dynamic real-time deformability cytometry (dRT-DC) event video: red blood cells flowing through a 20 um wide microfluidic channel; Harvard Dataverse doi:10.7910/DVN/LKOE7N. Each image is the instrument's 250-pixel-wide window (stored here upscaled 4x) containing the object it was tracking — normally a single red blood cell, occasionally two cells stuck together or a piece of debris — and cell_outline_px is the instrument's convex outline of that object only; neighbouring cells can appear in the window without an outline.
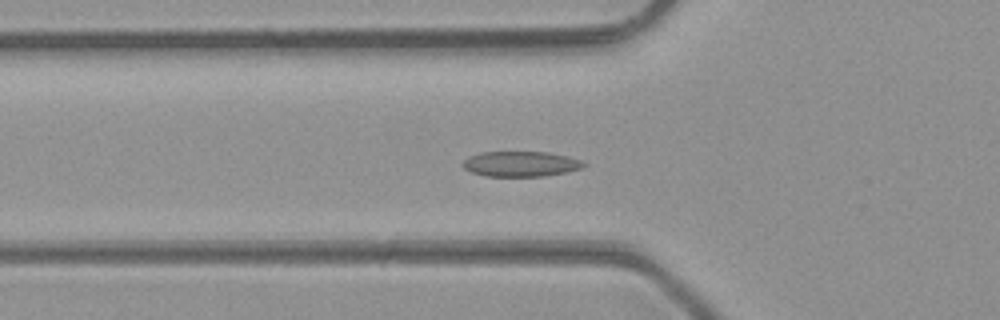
{"species": "common noctule bat (a hibernating species)", "species_latin": "Nyctalus noctula", "temperature_condition": "room temperature", "stored_images_in_passage": 38, "camera_frame_rate_fps": 3000, "um_per_image_px": 0.085, "animal": {"sex": "male", "body_mass_g": 23.1, "forearm_length_mm": 52.7}, "frame": {"image": 1, "passage_image": 7, "time_ms": 2.0, "image_size_px": [1000, 320], "cell_outline_px": [[588, 164], [584, 168], [568, 172], [544, 176], [484, 176], [472, 172], [464, 168], [464, 160], [468, 156], [480, 152], [548, 152], [568, 156], [584, 160]], "centroid_in_image_um": [44.34, 13.93], "position_along_channel_um": 81.5, "area_um2": 18.03}}
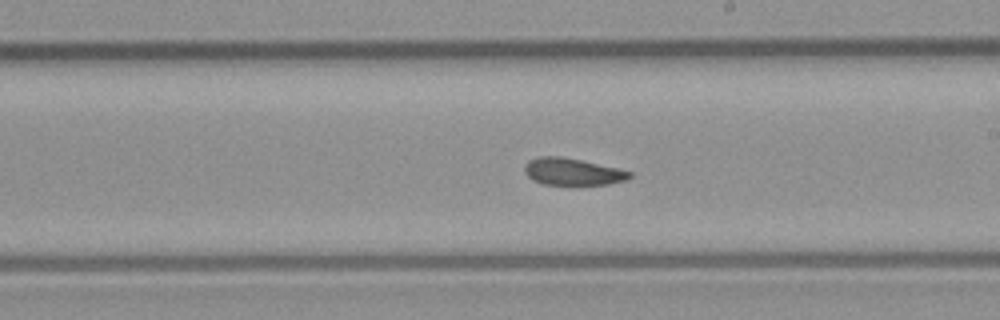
{"frame": {"image": 2, "passage_image": 18, "time_ms": 5.667, "image_size_px": [1000, 320], "cell_outline_px": [[632, 176], [624, 180], [608, 184], [544, 184], [532, 180], [524, 172], [524, 168], [528, 160], [540, 156], [560, 156], [620, 168], [632, 172]], "centroid_in_image_um": [48.65, 14.58], "position_along_channel_um": 240.3, "area_um2": 16.42}}
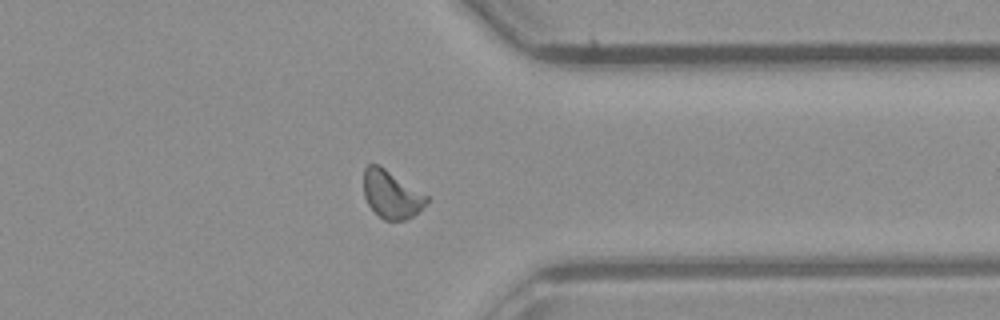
{"frame": {"image": 3, "passage_image": 28, "time_ms": 9.0, "image_size_px": [1000, 320], "cell_outline_px": [[428, 200], [412, 216], [404, 220], [384, 220], [368, 204], [364, 196], [364, 168], [368, 164], [380, 164], [428, 196]], "centroid_in_image_um": [33.24, 16.49], "position_along_channel_um": 378.2, "area_um2": 17.28}, "authors_computed_cell_mechanics": {"area_um2": 17.2822, "velocity_mm_per_s": 4.2975, "shape_relaxation_time_tau1_ms": 9.3967, "shape_relaxation_time_tau2_ms": 3.1198, "deformation_change_tau1": 0.1677, "deformation_change_tau2": 0.0819}}